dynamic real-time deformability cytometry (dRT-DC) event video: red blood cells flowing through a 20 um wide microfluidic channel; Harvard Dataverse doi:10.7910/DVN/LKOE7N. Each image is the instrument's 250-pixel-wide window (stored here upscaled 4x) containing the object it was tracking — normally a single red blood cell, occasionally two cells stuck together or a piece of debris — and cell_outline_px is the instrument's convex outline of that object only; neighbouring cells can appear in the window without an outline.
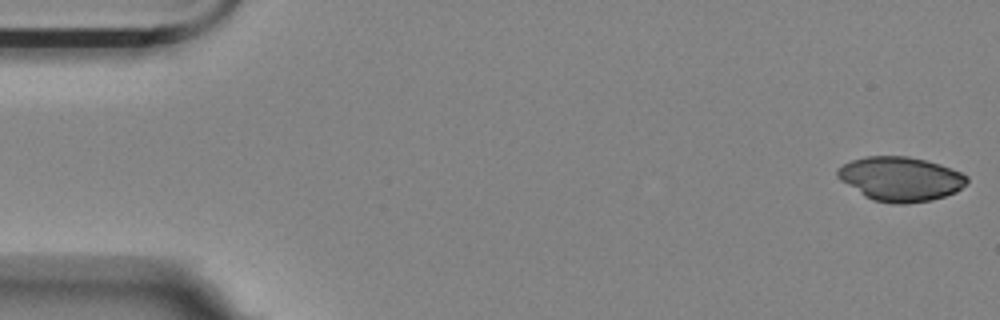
{"species": "Egyptian fruit bat (a non-hibernating species)", "species_latin": "Rousettus aegyptiacus", "temperature_condition": "room temperature", "stored_images_in_passage": 13, "camera_frame_rate_fps": 3000, "um_per_image_px": 0.085, "animal": {"sex": "female"}, "frame": {"image": 1, "passage_image": 1, "time_ms": 0.0, "image_size_px": [1000, 320], "cell_outline_px": [[968, 180], [956, 192], [932, 200], [904, 204], [896, 204], [872, 200], [864, 196], [840, 180], [836, 176], [836, 168], [852, 160], [868, 156], [908, 156], [928, 160], [952, 168], [968, 176]], "centroid_in_image_um": [76.53, 15.2], "position_along_channel_um": 8.5, "area_um2": 33.52}}